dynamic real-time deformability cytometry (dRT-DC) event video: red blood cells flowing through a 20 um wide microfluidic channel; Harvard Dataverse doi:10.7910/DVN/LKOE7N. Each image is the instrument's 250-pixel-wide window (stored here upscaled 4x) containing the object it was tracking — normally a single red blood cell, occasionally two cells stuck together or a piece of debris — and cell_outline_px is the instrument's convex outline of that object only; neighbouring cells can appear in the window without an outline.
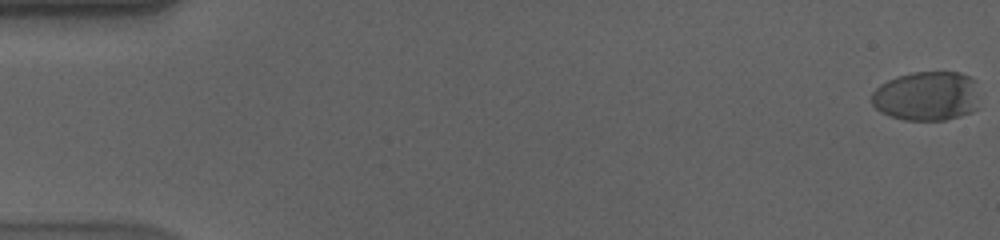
{"species": "human", "species_latin": "Homo sapiens", "temperature_condition": "cold", "stored_images_in_passage": 59, "camera_frame_rate_fps": 3000, "um_per_image_px": 0.085, "donor": {"sex": "male"}, "frame": {"image": 1, "passage_image": 1, "time_ms": 0.0, "image_size_px": [1000, 240], "cell_outline_px": [[976, 108], [972, 112], [960, 116], [944, 120], [904, 120], [880, 112], [872, 104], [872, 92], [880, 84], [888, 80], [912, 72], [960, 72], [976, 80]], "centroid_in_image_um": [78.76, 8.16], "position_along_channel_um": 6.2, "area_um2": 30.98}}
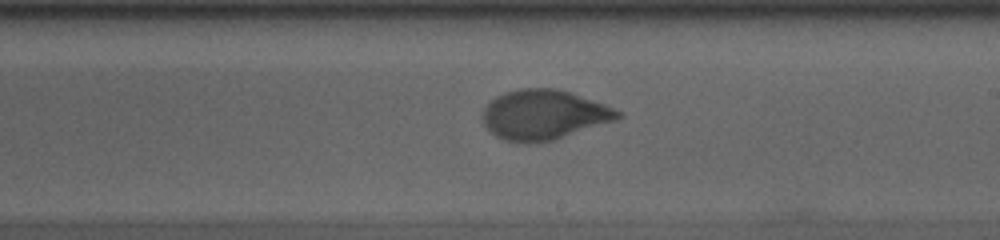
{"frame": {"image": 2, "passage_image": 35, "time_ms": 11.333, "image_size_px": [1000, 240], "cell_outline_px": [[624, 116], [616, 120], [556, 140], [536, 144], [524, 144], [504, 140], [496, 136], [480, 120], [480, 116], [484, 108], [496, 96], [504, 92], [520, 88], [556, 88], [572, 92], [604, 104], [624, 112]], "centroid_in_image_um": [46.23, 9.77], "position_along_channel_um": 242.8, "area_um2": 40.0}}
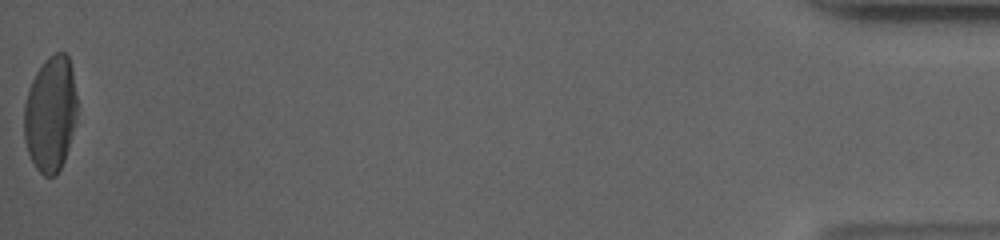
{"frame": {"image": 3, "passage_image": 59, "time_ms": 19.333, "image_size_px": [1000, 240], "cell_outline_px": [[76, 120], [68, 148], [64, 160], [56, 176], [44, 176], [36, 168], [28, 152], [24, 140], [24, 104], [28, 88], [36, 72], [44, 60], [48, 56], [56, 52], [64, 52], [68, 56], [72, 68], [76, 96]], "centroid_in_image_um": [4.28, 9.66], "position_along_channel_um": 430.9, "area_um2": 35.84}, "authors_computed_cell_mechanics": {"area_um2": 37.8012, "velocity_mm_per_s": 3.5535, "shape_relaxation_time_tau1_ms": 6.0022, "shape_relaxation_time_tau2_ms": null, "deformation_change_tau1": 0.2194, "deformation_change_tau2": null}}